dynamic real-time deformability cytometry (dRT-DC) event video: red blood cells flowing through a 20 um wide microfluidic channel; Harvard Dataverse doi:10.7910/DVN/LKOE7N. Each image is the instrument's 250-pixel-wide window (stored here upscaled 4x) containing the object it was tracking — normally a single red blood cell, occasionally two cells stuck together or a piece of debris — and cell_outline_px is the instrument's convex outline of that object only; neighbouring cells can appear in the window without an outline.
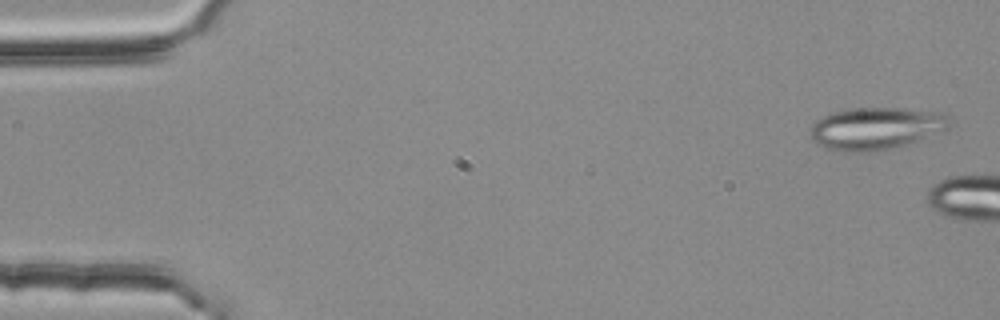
{"species": "common noctule bat (a hibernating species)", "species_latin": "Nyctalus noctula", "temperature_condition": "room temperature", "stored_images_in_passage": 5, "camera_frame_rate_fps": 3000, "um_per_image_px": 0.085, "animal": {"sex": "female", "body_mass_g": 25.1}, "frame": {"image": 1, "passage_image": 2, "time_ms": 0.333, "image_size_px": [1000, 320], "cell_outline_px": [[952, 124], [948, 128], [900, 148], [884, 152], [844, 152], [824, 148], [816, 144], [812, 140], [812, 124], [816, 120], [832, 112], [852, 108], [904, 108], [940, 112], [948, 116]], "centroid_in_image_um": [74.47, 10.94], "position_along_channel_um": 10.5, "area_um2": 34.91}}